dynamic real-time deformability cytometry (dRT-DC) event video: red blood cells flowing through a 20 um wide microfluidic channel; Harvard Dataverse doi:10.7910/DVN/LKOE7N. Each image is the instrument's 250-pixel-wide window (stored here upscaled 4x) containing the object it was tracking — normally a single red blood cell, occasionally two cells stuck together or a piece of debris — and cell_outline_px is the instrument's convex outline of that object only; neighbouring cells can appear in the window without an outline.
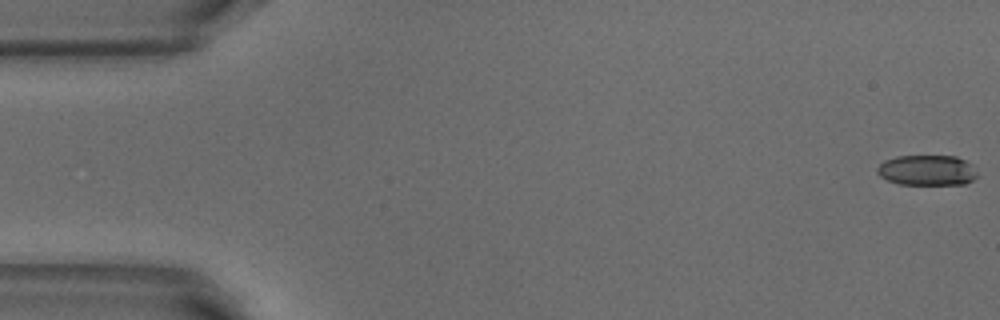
{"species": "common noctule bat (a hibernating species)", "species_latin": "Nyctalus noctula", "temperature_condition": "warm", "stored_images_in_passage": 52, "camera_frame_rate_fps": 3000, "um_per_image_px": 0.085, "animal": {"sex": "male", "body_mass_g": 18.8}, "frame": {"image": 1, "passage_image": 1, "time_ms": 0.0, "image_size_px": [1000, 320], "cell_outline_px": [[980, 176], [964, 184], [900, 184], [888, 180], [880, 176], [876, 172], [876, 168], [884, 160], [896, 156], [956, 156], [972, 164]], "centroid_in_image_um": [78.82, 14.47], "position_along_channel_um": 6.2, "area_um2": 17.86}}
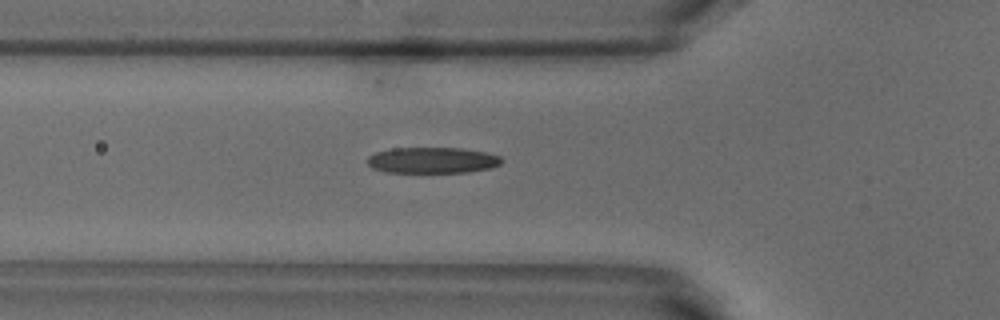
{"frame": {"image": 2, "passage_image": 18, "time_ms": 5.667, "image_size_px": [1000, 320], "cell_outline_px": [[504, 160], [500, 164], [492, 168], [468, 172], [384, 172], [372, 168], [368, 164], [368, 156], [376, 152], [392, 148], [464, 148], [484, 152], [500, 156]], "centroid_in_image_um": [36.77, 13.62], "position_along_channel_um": 89.0, "area_um2": 20.4}}
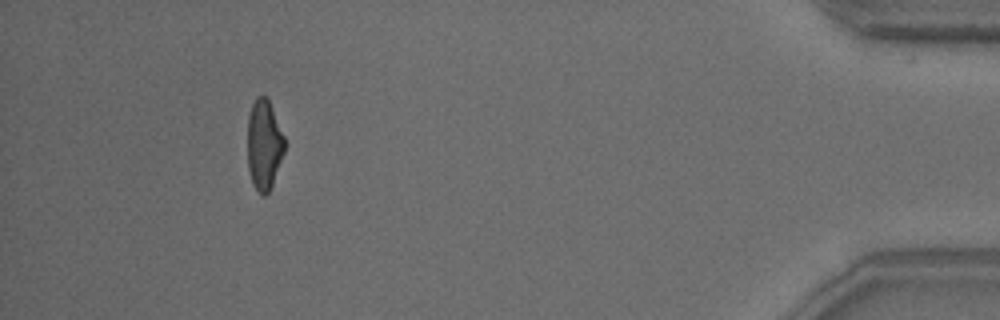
{"frame": {"image": 3, "passage_image": 48, "time_ms": 15.667, "image_size_px": [1000, 320], "cell_outline_px": [[284, 152], [272, 184], [268, 192], [264, 196], [260, 196], [252, 184], [248, 168], [248, 116], [252, 104], [256, 96], [268, 96], [284, 136]], "centroid_in_image_um": [22.43, 12.29], "position_along_channel_um": 412.8, "area_um2": 19.54}, "authors_computed_cell_mechanics": {"area_um2": 20.3167, "velocity_mm_per_s": 3.8815, "shape_relaxation_time_tau1_ms": 3.2033, "shape_relaxation_time_tau2_ms": 1.9683, "deformation_change_tau1": 0.1661, "deformation_change_tau2": 0.1111}}